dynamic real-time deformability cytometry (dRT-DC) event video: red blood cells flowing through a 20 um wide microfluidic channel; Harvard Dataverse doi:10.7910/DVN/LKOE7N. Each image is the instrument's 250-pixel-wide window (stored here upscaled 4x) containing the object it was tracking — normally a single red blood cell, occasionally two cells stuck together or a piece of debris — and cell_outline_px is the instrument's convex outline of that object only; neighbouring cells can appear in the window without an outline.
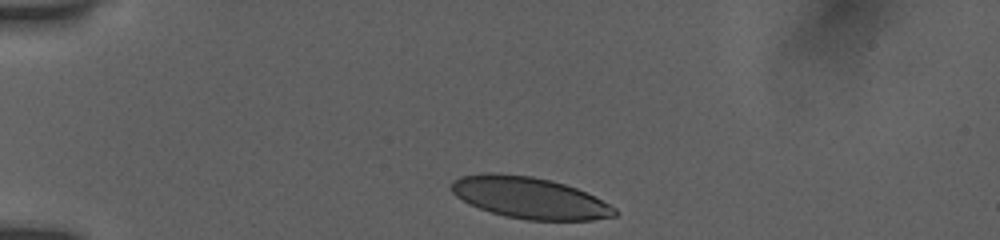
{"species": "human", "species_latin": "Homo sapiens", "temperature_condition": "room temperature", "stored_images_in_passage": 23, "camera_frame_rate_fps": 3000, "um_per_image_px": 0.085, "donor": {"sex": "female"}, "frame": {"image": 1, "passage_image": 1, "time_ms": 0.0, "image_size_px": [1000, 240], "cell_outline_px": [[616, 216], [592, 220], [528, 220], [504, 216], [480, 208], [456, 196], [452, 192], [452, 180], [460, 176], [484, 172], [496, 172], [532, 176], [564, 184], [576, 188], [616, 208]], "centroid_in_image_um": [44.98, 16.8], "position_along_channel_um": 40.0, "area_um2": 39.13}}
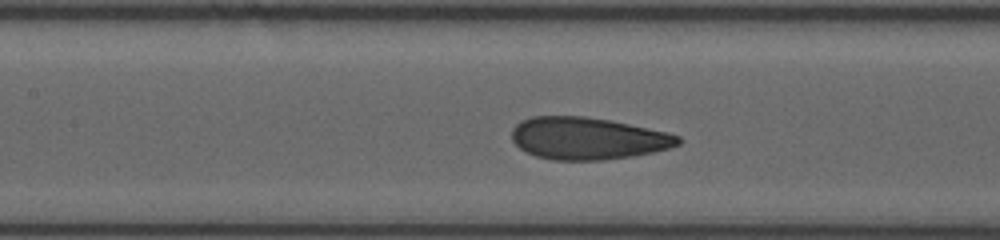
{"frame": {"image": 2, "passage_image": 14, "time_ms": 4.333, "image_size_px": [1000, 240], "cell_outline_px": [[684, 140], [680, 144], [668, 148], [652, 152], [632, 156], [600, 160], [552, 160], [536, 156], [520, 148], [512, 140], [512, 128], [520, 120], [532, 116], [584, 116], [608, 120], [668, 132], [680, 136]], "centroid_in_image_um": [49.95, 11.76], "position_along_channel_um": 157.5, "area_um2": 40.86}}
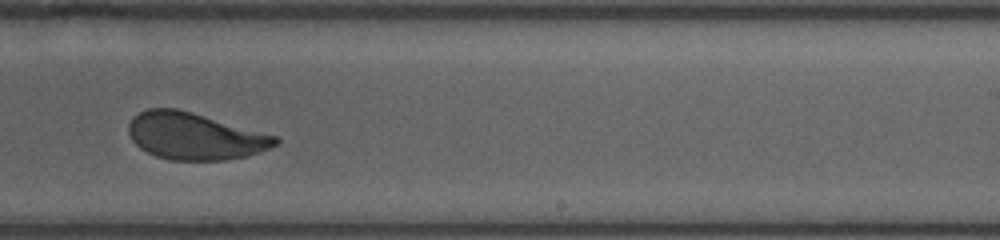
{"frame": {"image": 3, "passage_image": 23, "time_ms": 7.333, "image_size_px": [1000, 240], "cell_outline_px": [[280, 144], [260, 152], [248, 156], [224, 160], [172, 160], [156, 156], [140, 148], [132, 140], [128, 132], [128, 124], [132, 116], [148, 108], [176, 108], [192, 112], [276, 136], [280, 140]], "centroid_in_image_um": [16.55, 11.57], "position_along_channel_um": 272.5, "area_um2": 40.11}}